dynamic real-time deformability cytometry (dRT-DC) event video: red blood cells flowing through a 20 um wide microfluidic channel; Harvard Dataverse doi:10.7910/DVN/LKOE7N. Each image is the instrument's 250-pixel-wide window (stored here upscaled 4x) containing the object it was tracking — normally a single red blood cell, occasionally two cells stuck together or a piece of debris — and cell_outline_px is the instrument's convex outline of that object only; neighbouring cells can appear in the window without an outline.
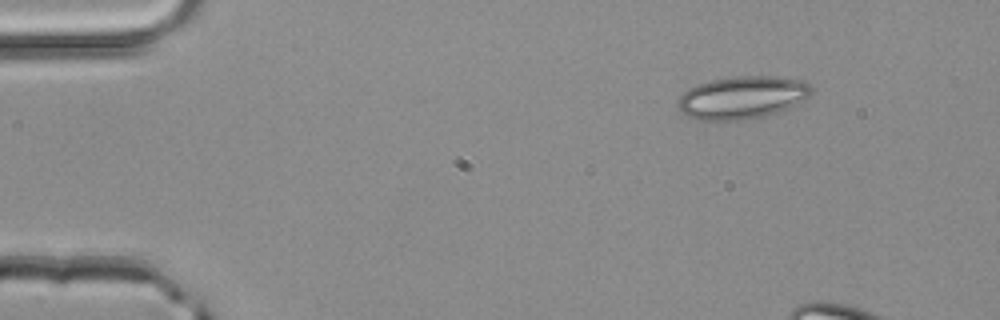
{"species": "common noctule bat (a hibernating species)", "species_latin": "Nyctalus noctula", "temperature_condition": "room temperature", "stored_images_in_passage": 13, "camera_frame_rate_fps": 3000, "um_per_image_px": 0.085, "animal": {"sex": "male", "body_mass_g": 20.4}, "frame": {"image": 1, "passage_image": 1, "time_ms": 0.0, "image_size_px": [1000, 320], "cell_outline_px": [[808, 92], [804, 96], [780, 108], [756, 116], [724, 120], [692, 116], [684, 112], [680, 108], [680, 96], [684, 92], [692, 88], [716, 80], [748, 76], [792, 80], [804, 84], [808, 88]], "centroid_in_image_um": [62.94, 8.27], "position_along_channel_um": 22.1, "area_um2": 29.25}}